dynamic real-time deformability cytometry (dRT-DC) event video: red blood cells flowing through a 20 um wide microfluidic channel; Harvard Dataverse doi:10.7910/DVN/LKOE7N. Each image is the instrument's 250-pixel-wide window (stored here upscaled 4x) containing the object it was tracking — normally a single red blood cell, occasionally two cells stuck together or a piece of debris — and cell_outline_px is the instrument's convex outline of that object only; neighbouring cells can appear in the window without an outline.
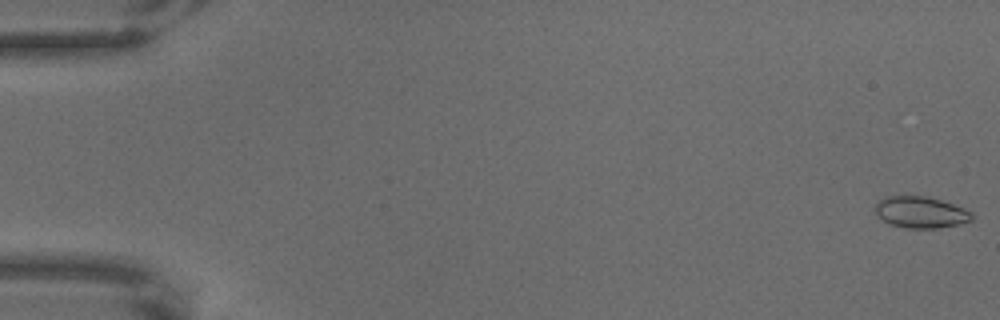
{"species": "common noctule bat (a hibernating species)", "species_latin": "Nyctalus noctula", "temperature_condition": "warm", "stored_images_in_passage": 21, "camera_frame_rate_fps": 3000, "um_per_image_px": 0.085, "animal": {"sex": "male", "body_mass_g": 18.8}, "frame": {"image": 1, "passage_image": 1, "time_ms": 0.0, "image_size_px": [1000, 320], "cell_outline_px": [[976, 216], [972, 220], [940, 228], [904, 228], [888, 224], [876, 216], [876, 204], [884, 196], [924, 196], [940, 200], [964, 208], [972, 212]], "centroid_in_image_um": [78.25, 18.05], "position_along_channel_um": 6.8, "area_um2": 17.8}}
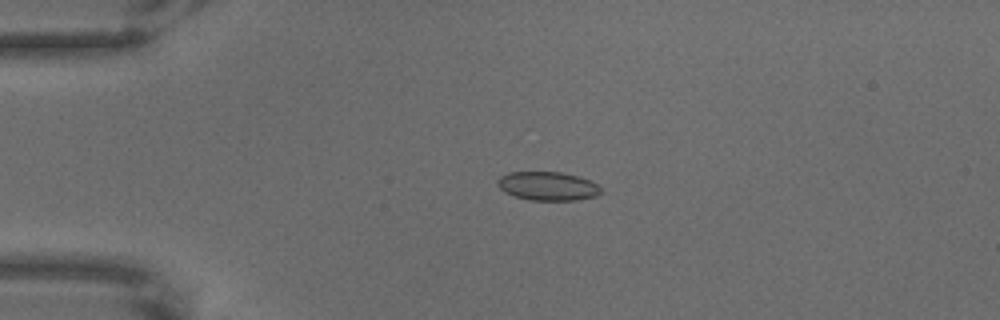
{"frame": {"image": 2, "passage_image": 16, "time_ms": 5.0, "image_size_px": [1000, 320], "cell_outline_px": [[604, 192], [596, 196], [576, 200], [528, 200], [504, 192], [496, 184], [496, 180], [500, 176], [508, 172], [560, 172], [580, 176], [596, 184]], "centroid_in_image_um": [46.54, 15.81], "position_along_channel_um": 38.5, "area_um2": 17.4}}